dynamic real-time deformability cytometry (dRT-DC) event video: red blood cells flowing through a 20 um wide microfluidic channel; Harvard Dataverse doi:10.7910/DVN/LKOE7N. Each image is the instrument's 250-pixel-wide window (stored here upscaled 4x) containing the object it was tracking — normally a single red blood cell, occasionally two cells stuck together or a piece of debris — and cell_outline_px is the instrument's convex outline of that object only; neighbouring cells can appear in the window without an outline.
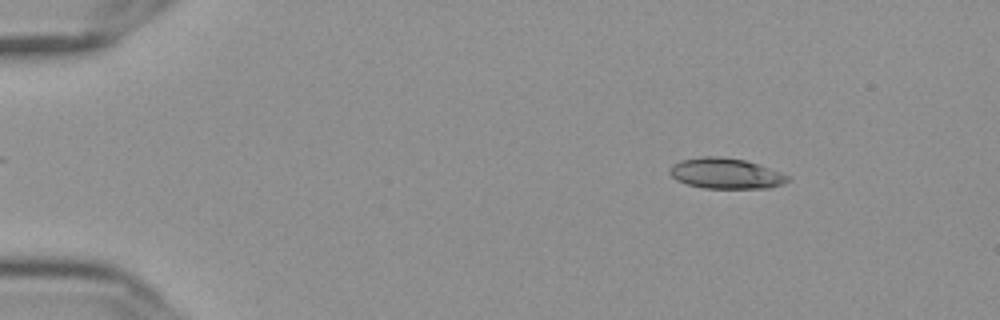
{"species": "Egyptian fruit bat (a non-hibernating species)", "species_latin": "Rousettus aegyptiacus", "temperature_condition": "cold", "stored_images_in_passage": 50, "camera_frame_rate_fps": 3000, "um_per_image_px": 0.085, "frame": {"image": 1, "passage_image": 2, "time_ms": 0.333, "image_size_px": [1000, 320], "cell_outline_px": [[788, 180], [784, 184], [768, 188], [704, 188], [688, 184], [676, 180], [668, 172], [668, 168], [672, 164], [680, 160], [700, 156], [720, 156], [744, 160], [780, 172], [788, 176]], "centroid_in_image_um": [61.63, 14.74], "position_along_channel_um": 23.4, "area_um2": 20.98}}
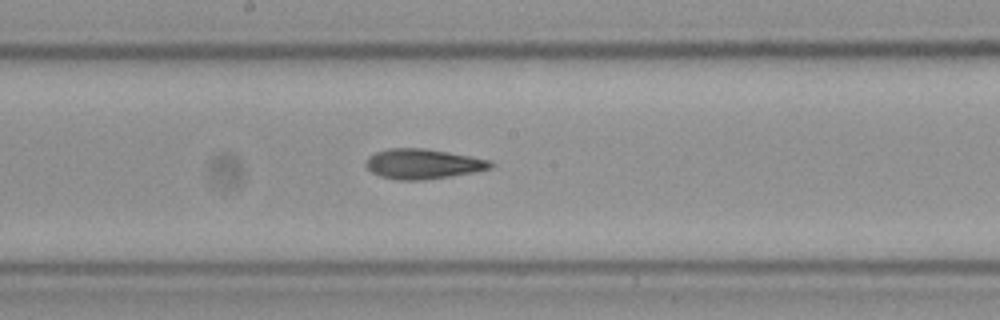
{"frame": {"image": 2, "passage_image": 25, "time_ms": 8.0, "image_size_px": [1000, 320], "cell_outline_px": [[496, 164], [492, 168], [472, 172], [448, 176], [420, 180], [400, 180], [380, 176], [372, 172], [364, 164], [368, 156], [376, 152], [388, 148], [424, 148], [448, 152], [488, 160]], "centroid_in_image_um": [35.91, 13.92], "position_along_channel_um": 212.3, "area_um2": 21.56}}
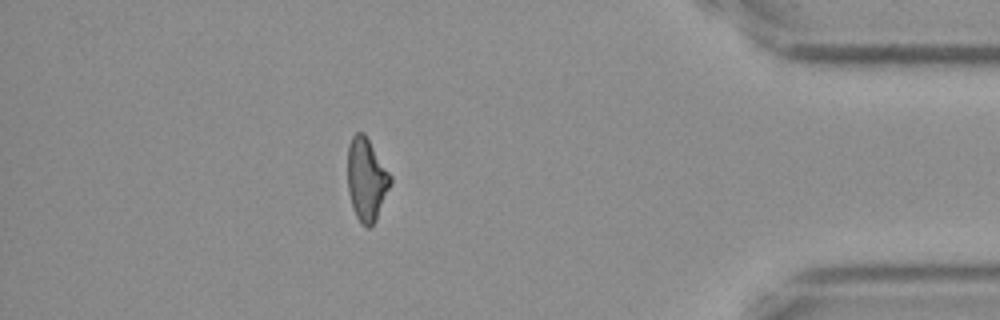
{"frame": {"image": 3, "passage_image": 44, "time_ms": 14.333, "image_size_px": [1000, 320], "cell_outline_px": [[392, 184], [376, 220], [368, 228], [364, 228], [360, 224], [352, 208], [348, 192], [348, 144], [352, 136], [356, 132], [364, 132], [392, 176]], "centroid_in_image_um": [31.16, 15.27], "position_along_channel_um": 404.0, "area_um2": 20.98}, "authors_computed_cell_mechanics": {"area_um2": 21.1837, "velocity_mm_per_s": 3.6264, "shape_relaxation_time_tau1_ms": null, "shape_relaxation_time_tau2_ms": 5.099, "deformation_change_tau1": null, "deformation_change_tau2": 0.1418}}